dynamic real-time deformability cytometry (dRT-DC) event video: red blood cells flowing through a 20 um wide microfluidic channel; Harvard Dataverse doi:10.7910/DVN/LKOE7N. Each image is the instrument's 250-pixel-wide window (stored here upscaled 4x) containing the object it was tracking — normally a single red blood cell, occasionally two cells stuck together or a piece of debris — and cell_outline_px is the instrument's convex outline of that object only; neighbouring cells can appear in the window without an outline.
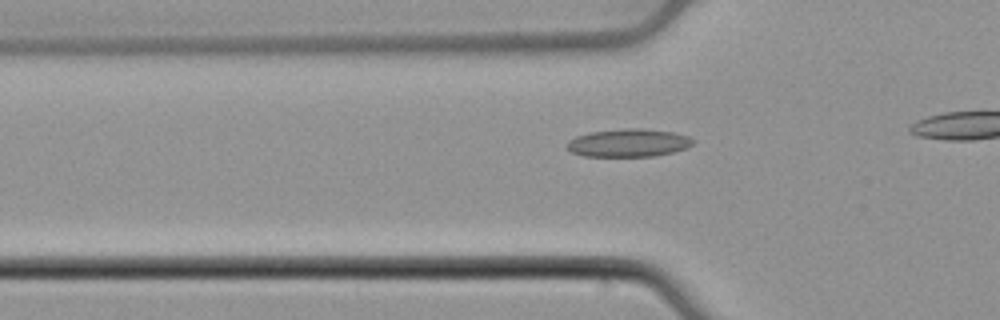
{"species": "common noctule bat (a hibernating species)", "species_latin": "Nyctalus noctula", "temperature_condition": "cold", "stored_images_in_passage": 8, "camera_frame_rate_fps": 3000, "um_per_image_px": 0.085, "animal": {"sex": "male", "body_mass_g": 21.5, "forearm_length_mm": 52.0}, "frame": {"image": 1, "passage_image": 2, "time_ms": 0.333, "image_size_px": [1000, 320], "cell_outline_px": [[696, 140], [692, 144], [684, 148], [672, 152], [652, 156], [584, 156], [572, 152], [568, 148], [568, 140], [576, 136], [588, 132], [624, 128], [640, 128], [672, 132], [688, 136]], "centroid_in_image_um": [53.41, 12.13], "position_along_channel_um": 72.4, "area_um2": 20.4}}
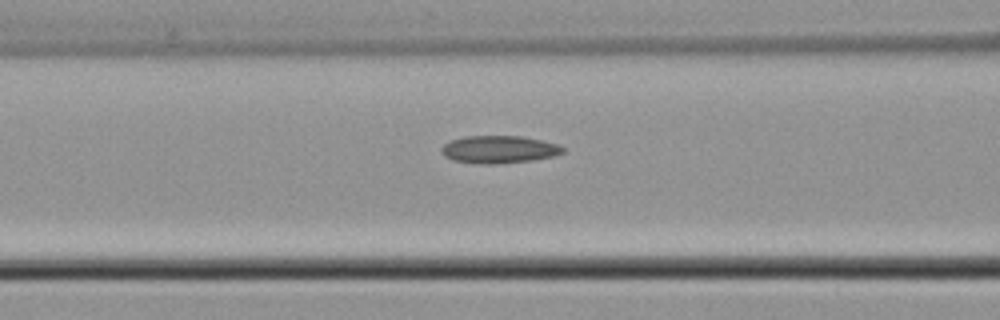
{"frame": {"image": 2, "passage_image": 6, "time_ms": 1.667, "image_size_px": [1000, 320], "cell_outline_px": [[564, 152], [556, 156], [532, 160], [492, 164], [480, 164], [452, 160], [444, 156], [440, 152], [440, 148], [448, 140], [464, 136], [520, 136], [560, 144], [564, 148]], "centroid_in_image_um": [42.38, 12.7], "position_along_channel_um": 124.2, "area_um2": 19.71}}